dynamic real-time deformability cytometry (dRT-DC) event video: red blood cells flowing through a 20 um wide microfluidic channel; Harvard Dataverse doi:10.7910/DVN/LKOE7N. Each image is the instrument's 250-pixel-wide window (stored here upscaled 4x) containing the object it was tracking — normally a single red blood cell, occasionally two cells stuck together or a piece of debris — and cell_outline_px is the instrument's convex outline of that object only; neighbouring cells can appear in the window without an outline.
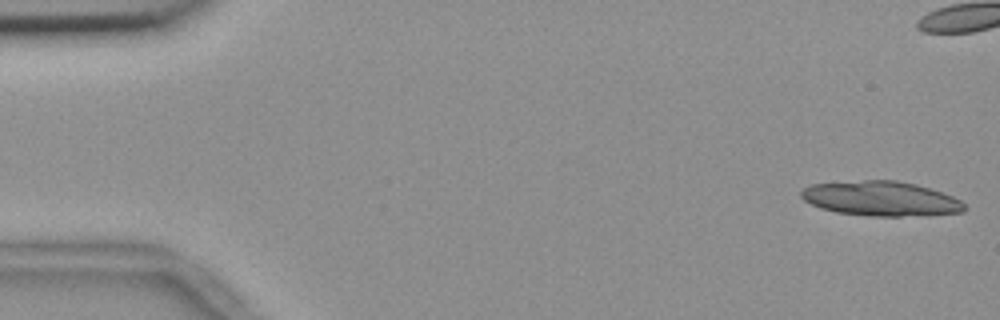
{"species": "common noctule bat (a hibernating species)", "species_latin": "Nyctalus noctula", "temperature_condition": "room temperature", "stored_images_in_passage": 40, "camera_frame_rate_fps": 3000, "um_per_image_px": 0.085, "animal": {"sex": "female", "body_mass_g": 18.4}, "frame": {"image": 1, "passage_image": 1, "time_ms": 0.0, "image_size_px": [1000, 320], "cell_outline_px": [[968, 208], [964, 212], [900, 216], [868, 216], [836, 212], [820, 208], [804, 200], [800, 196], [800, 192], [804, 188], [812, 184], [864, 180], [896, 180], [916, 184], [952, 196], [960, 200]], "centroid_in_image_um": [74.86, 16.88], "position_along_channel_um": 10.1, "area_um2": 32.83}}